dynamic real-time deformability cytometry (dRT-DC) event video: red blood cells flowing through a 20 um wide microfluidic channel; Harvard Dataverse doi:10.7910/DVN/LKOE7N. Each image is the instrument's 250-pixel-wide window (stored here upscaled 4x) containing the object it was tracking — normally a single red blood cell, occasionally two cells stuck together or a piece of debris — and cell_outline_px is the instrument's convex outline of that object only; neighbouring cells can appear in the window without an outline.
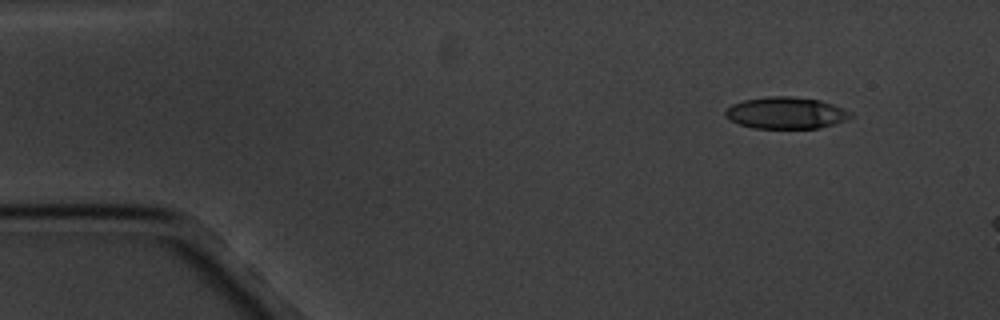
{"species": "common noctule bat (a hibernating species)", "species_latin": "Nyctalus noctula", "temperature_condition": "cold", "stored_images_in_passage": 3, "camera_frame_rate_fps": 3000, "um_per_image_px": 0.085, "animal": {"sex": "male", "body_mass_g": 20.1, "forearm_length_mm": 53.5}, "frame": {"image": 1, "passage_image": 1, "time_ms": 0.0, "image_size_px": [1000, 320], "cell_outline_px": [[852, 116], [836, 124], [820, 128], [752, 128], [740, 124], [724, 116], [724, 112], [732, 104], [744, 100], [768, 96], [792, 96], [820, 100], [844, 108], [852, 112]], "centroid_in_image_um": [66.82, 9.59], "position_along_channel_um": 18.2, "area_um2": 23.18}}